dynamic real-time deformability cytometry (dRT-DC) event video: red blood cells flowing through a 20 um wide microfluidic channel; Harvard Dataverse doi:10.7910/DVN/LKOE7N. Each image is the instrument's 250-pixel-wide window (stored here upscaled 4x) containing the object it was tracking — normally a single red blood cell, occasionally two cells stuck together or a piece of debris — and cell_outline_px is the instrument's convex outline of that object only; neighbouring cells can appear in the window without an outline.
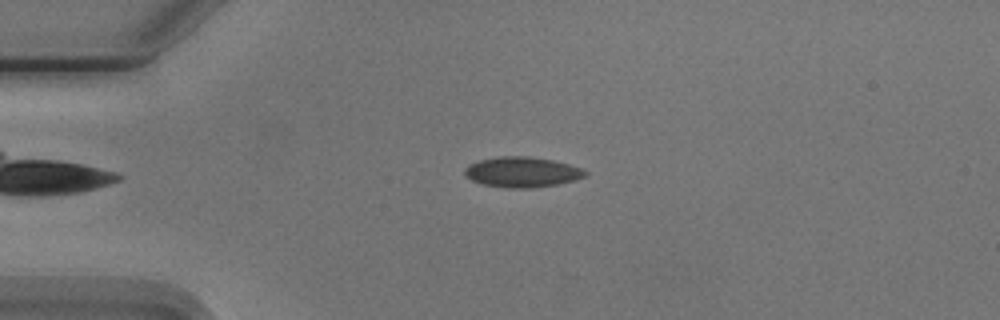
{"species": "Egyptian fruit bat (a non-hibernating species)", "species_latin": "Rousettus aegyptiacus", "temperature_condition": "cold", "stored_images_in_passage": 5, "camera_frame_rate_fps": 3000, "um_per_image_px": 0.085, "animal": {"sex": "male"}, "frame": {"image": 1, "passage_image": 3, "time_ms": 2.0, "image_size_px": [1000, 320], "cell_outline_px": [[588, 172], [584, 176], [576, 180], [556, 184], [532, 188], [508, 188], [484, 184], [472, 180], [464, 176], [464, 168], [468, 164], [476, 160], [496, 156], [528, 156], [556, 160], [580, 168]], "centroid_in_image_um": [44.33, 14.61], "position_along_channel_um": 40.7, "area_um2": 21.5}}
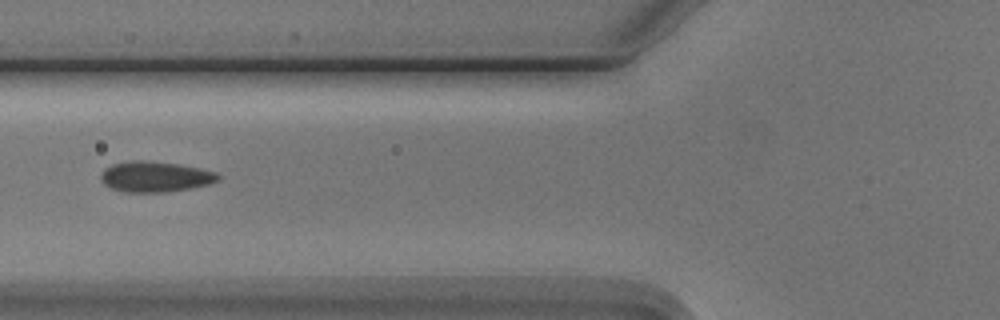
{"frame": {"image": 2, "passage_image": 5, "time_ms": 4.667, "image_size_px": [1000, 320], "cell_outline_px": [[220, 180], [208, 184], [192, 188], [164, 192], [124, 192], [112, 188], [104, 184], [100, 180], [100, 172], [104, 168], [112, 164], [132, 160], [144, 160], [180, 164], [200, 168], [216, 172], [220, 176]], "centroid_in_image_um": [13.17, 15.01], "position_along_channel_um": 112.6, "area_um2": 21.1}}